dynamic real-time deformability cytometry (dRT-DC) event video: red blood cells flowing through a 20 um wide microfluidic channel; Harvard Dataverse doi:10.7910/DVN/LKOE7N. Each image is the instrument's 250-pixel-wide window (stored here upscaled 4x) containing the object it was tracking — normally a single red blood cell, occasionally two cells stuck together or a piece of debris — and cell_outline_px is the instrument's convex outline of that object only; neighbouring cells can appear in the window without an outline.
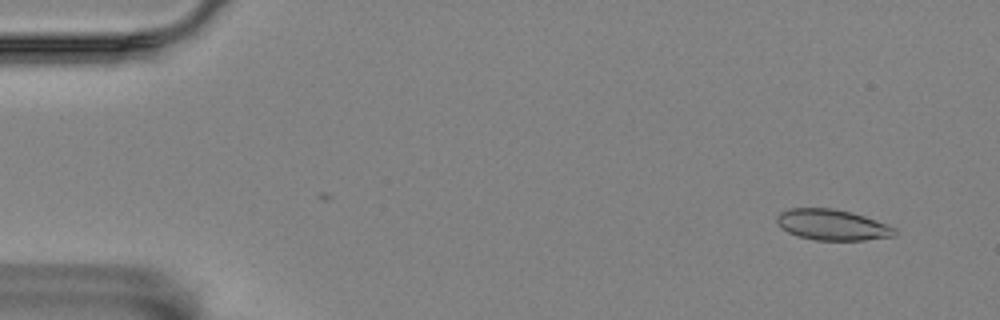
{"species": "Egyptian fruit bat (a non-hibernating species)", "species_latin": "Rousettus aegyptiacus", "temperature_condition": "room temperature", "stored_images_in_passage": 19, "camera_frame_rate_fps": 3000, "um_per_image_px": 0.085, "animal": {"sex": "female"}, "frame": {"image": 1, "passage_image": 4, "time_ms": 1.0, "image_size_px": [1000, 320], "cell_outline_px": [[896, 236], [864, 240], [816, 240], [800, 236], [788, 232], [776, 224], [776, 216], [780, 212], [788, 208], [832, 208], [852, 212], [888, 224], [896, 228]], "centroid_in_image_um": [70.74, 19.1], "position_along_channel_um": 14.3, "area_um2": 21.27}}
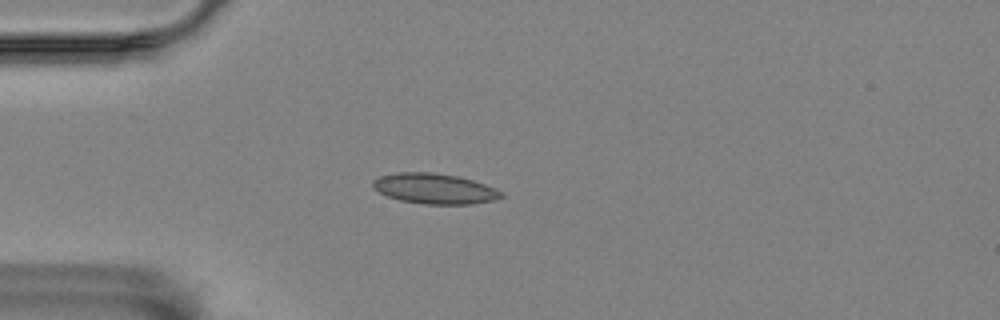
{"frame": {"image": 2, "passage_image": 15, "time_ms": 4.667, "image_size_px": [1000, 320], "cell_outline_px": [[504, 196], [492, 200], [472, 204], [424, 204], [400, 200], [388, 196], [372, 188], [372, 180], [380, 176], [396, 172], [432, 172], [456, 176], [472, 180], [496, 188], [504, 192]], "centroid_in_image_um": [36.93, 16.03], "position_along_channel_um": 48.1, "area_um2": 22.72}}